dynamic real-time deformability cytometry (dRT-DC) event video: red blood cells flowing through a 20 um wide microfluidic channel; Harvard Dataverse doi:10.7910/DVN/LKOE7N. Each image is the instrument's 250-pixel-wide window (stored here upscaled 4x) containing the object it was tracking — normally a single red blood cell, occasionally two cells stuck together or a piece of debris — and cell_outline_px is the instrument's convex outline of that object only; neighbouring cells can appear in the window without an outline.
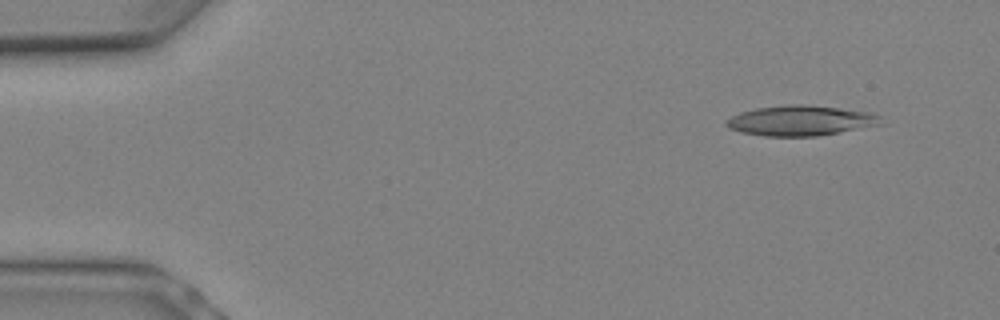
{"species": "Egyptian fruit bat (a non-hibernating species)", "species_latin": "Rousettus aegyptiacus", "temperature_condition": "warm", "stored_images_in_passage": 8, "camera_frame_rate_fps": 3000, "um_per_image_px": 0.085, "animal": {"sex": "female"}, "frame": {"image": 1, "passage_image": 2, "time_ms": 0.333, "image_size_px": [1000, 320], "cell_outline_px": [[884, 124], [816, 136], [764, 136], [740, 132], [728, 128], [724, 124], [724, 120], [740, 112], [756, 108], [784, 104], [804, 104], [840, 108], [872, 112], [880, 116]], "centroid_in_image_um": [68.03, 10.24], "position_along_channel_um": 17.0, "area_um2": 27.46}}
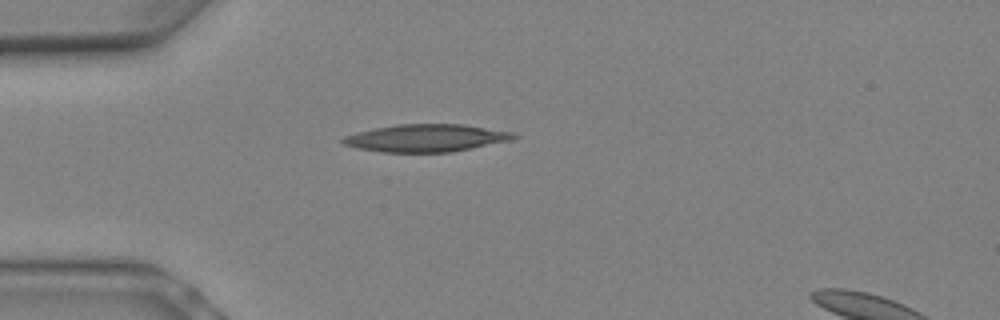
{"frame": {"image": 2, "passage_image": 6, "time_ms": 1.667, "image_size_px": [1000, 320], "cell_outline_px": [[520, 136], [512, 140], [452, 152], [380, 152], [356, 148], [344, 144], [340, 140], [344, 136], [376, 128], [396, 124], [460, 124], [516, 132]], "centroid_in_image_um": [36.27, 11.73], "position_along_channel_um": 48.7, "area_um2": 27.4}}
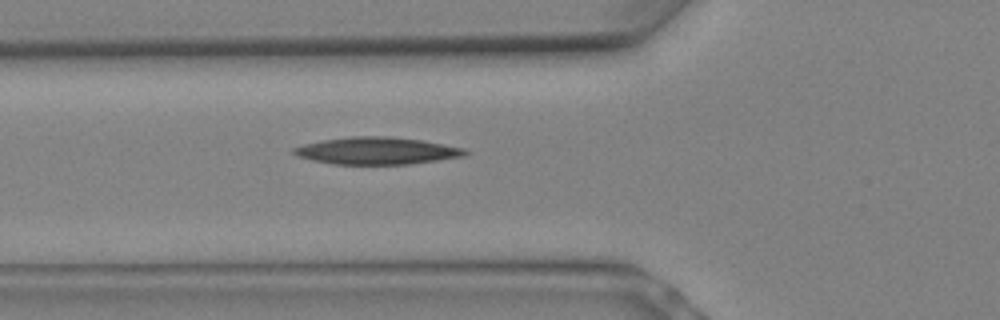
{"frame": {"image": 3, "passage_image": 8, "time_ms": 2.333, "image_size_px": [1000, 320], "cell_outline_px": [[472, 152], [464, 156], [408, 164], [332, 164], [312, 160], [296, 156], [292, 152], [292, 148], [304, 144], [324, 140], [352, 136], [388, 136], [420, 140], [464, 148]], "centroid_in_image_um": [32.01, 12.82], "position_along_channel_um": 93.8, "area_um2": 26.99}}